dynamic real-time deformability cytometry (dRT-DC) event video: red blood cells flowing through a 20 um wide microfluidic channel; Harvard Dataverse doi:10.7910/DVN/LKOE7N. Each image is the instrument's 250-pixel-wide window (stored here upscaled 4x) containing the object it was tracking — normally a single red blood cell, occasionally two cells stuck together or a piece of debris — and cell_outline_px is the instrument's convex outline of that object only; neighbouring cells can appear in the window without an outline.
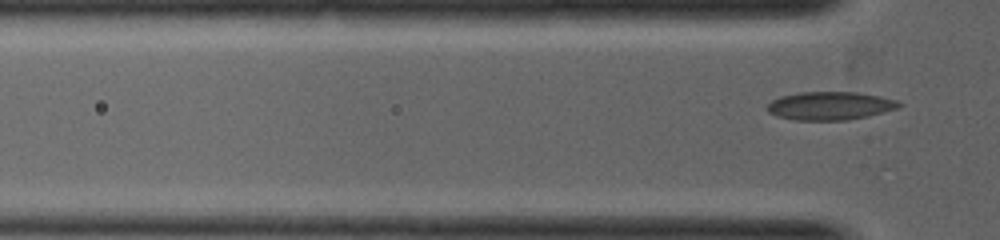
{"species": "common noctule bat (a hibernating species)", "species_latin": "Nyctalus noctula", "temperature_condition": "warm", "stored_images_in_passage": 2, "camera_frame_rate_fps": 5000, "um_per_image_px": 0.085, "animal": {"sex": "female", "body_mass_g": 19.0, "forearm_length_mm": 53.3}, "frame": {"image": 1, "passage_image": 2, "time_ms": 1.0, "image_size_px": [1000, 240], "cell_outline_px": [[904, 104], [896, 108], [868, 116], [848, 120], [796, 120], [776, 116], [768, 112], [768, 104], [772, 100], [780, 96], [800, 92], [856, 92], [880, 96], [896, 100]], "centroid_in_image_um": [70.54, 8.99], "position_along_channel_um": 55.3, "area_um2": 21.62}}